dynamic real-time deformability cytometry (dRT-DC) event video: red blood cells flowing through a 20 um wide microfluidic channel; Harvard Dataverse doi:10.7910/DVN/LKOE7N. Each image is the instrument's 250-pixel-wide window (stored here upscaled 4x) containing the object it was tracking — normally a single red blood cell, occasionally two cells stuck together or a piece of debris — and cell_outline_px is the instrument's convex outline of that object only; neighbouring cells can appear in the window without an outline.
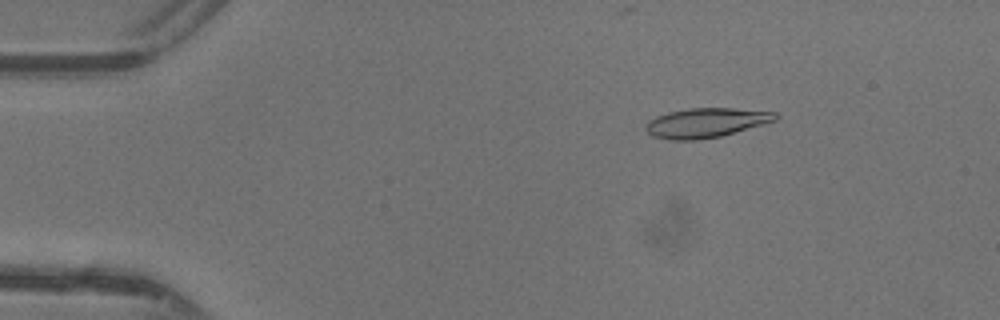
{"species": "common noctule bat (a hibernating species)", "species_latin": "Nyctalus noctula", "temperature_condition": "warm", "stored_images_in_passage": 48, "camera_frame_rate_fps": 3000, "um_per_image_px": 0.085, "animal": {"sex": "female"}, "frame": {"image": 1, "passage_image": 8, "time_ms": 2.333, "image_size_px": [1000, 320], "cell_outline_px": [[780, 116], [776, 120], [720, 136], [700, 140], [668, 140], [652, 136], [644, 128], [644, 124], [648, 120], [656, 116], [668, 112], [688, 108], [732, 108], [776, 112]], "centroid_in_image_um": [59.95, 10.43], "position_along_channel_um": 25.0, "area_um2": 22.37}}
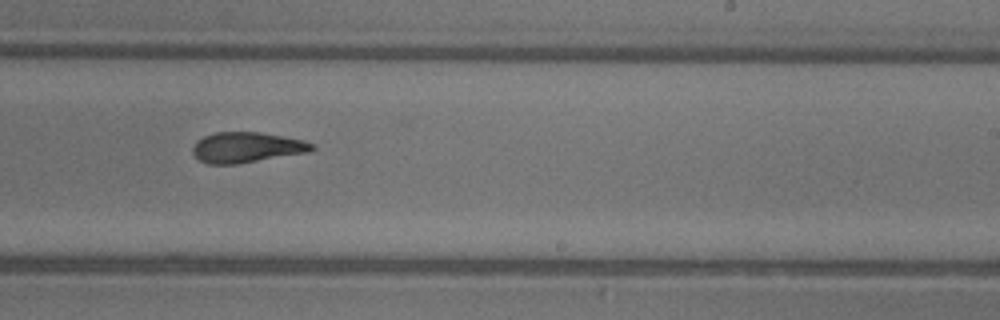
{"frame": {"image": 2, "passage_image": 30, "time_ms": 9.667, "image_size_px": [1000, 320], "cell_outline_px": [[316, 148], [308, 152], [236, 164], [208, 164], [200, 160], [192, 152], [192, 148], [196, 140], [204, 136], [216, 132], [260, 132], [304, 140], [316, 144]], "centroid_in_image_um": [20.97, 12.52], "position_along_channel_um": 268.0, "area_um2": 21.15}}
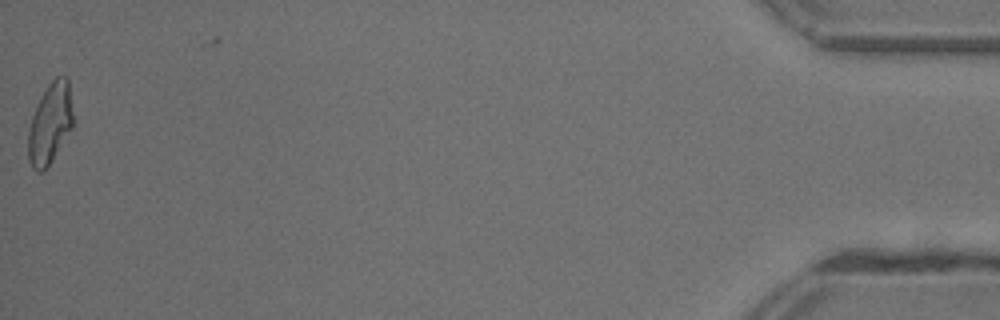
{"frame": {"image": 3, "passage_image": 48, "time_ms": 15.667, "image_size_px": [1000, 320], "cell_outline_px": [[72, 128], [52, 160], [44, 172], [36, 172], [32, 168], [28, 160], [28, 132], [32, 116], [48, 84], [56, 76], [64, 76], [68, 80], [72, 112]], "centroid_in_image_um": [4.24, 10.55], "position_along_channel_um": 431.0, "area_um2": 20.81}, "authors_computed_cell_mechanics": {"area_um2": 21.5594, "velocity_mm_per_s": 4.3948, "shape_relaxation_time_tau1_ms": 5.8831, "shape_relaxation_time_tau2_ms": 2.4272, "deformation_change_tau1": 0.2067, "deformation_change_tau2": 0.1144}}